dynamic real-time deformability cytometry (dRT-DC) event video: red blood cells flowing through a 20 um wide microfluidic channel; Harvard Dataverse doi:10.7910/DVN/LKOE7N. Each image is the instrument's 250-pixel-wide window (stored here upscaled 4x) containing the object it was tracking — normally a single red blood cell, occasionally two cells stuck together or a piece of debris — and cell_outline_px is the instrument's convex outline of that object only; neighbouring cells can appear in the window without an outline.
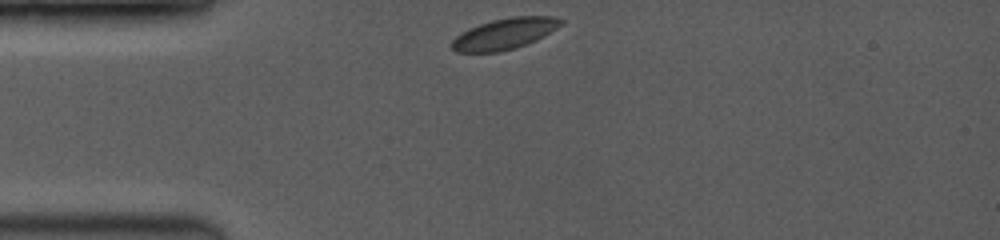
{"species": "common noctule bat (a hibernating species)", "species_latin": "Nyctalus noctula", "temperature_condition": "room temperature", "stored_images_in_passage": 39, "camera_frame_rate_fps": 3500, "um_per_image_px": 0.085, "animal": {"sex": "female", "body_mass_g": 19.0, "forearm_length_mm": 53.3}, "frame": {"image": 1, "passage_image": 1, "time_ms": 0.0, "image_size_px": [1000, 240], "cell_outline_px": [[564, 24], [524, 44], [512, 48], [496, 52], [456, 52], [452, 48], [452, 40], [456, 36], [468, 28], [492, 20], [512, 16], [556, 16], [564, 20]], "centroid_in_image_um": [42.86, 2.84], "position_along_channel_um": 42.1, "area_um2": 19.31}}
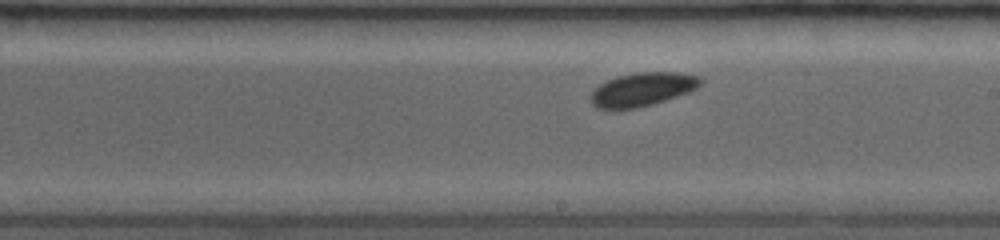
{"frame": {"image": 2, "passage_image": 21, "time_ms": 5.429, "image_size_px": [1000, 240], "cell_outline_px": [[704, 80], [696, 88], [688, 92], [652, 104], [636, 108], [596, 108], [588, 100], [588, 96], [600, 84], [616, 76], [636, 72], [676, 72], [700, 76]], "centroid_in_image_um": [54.58, 7.58], "position_along_channel_um": 234.4, "area_um2": 21.39}}
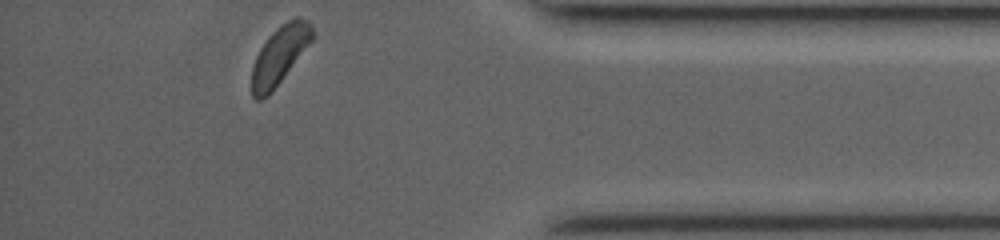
{"frame": {"image": 3, "passage_image": 39, "time_ms": 10.286, "image_size_px": [1000, 240], "cell_outline_px": [[312, 40], [272, 92], [268, 96], [260, 100], [256, 100], [252, 96], [252, 68], [256, 56], [260, 48], [268, 36], [276, 28], [288, 20], [296, 16], [300, 16], [308, 20], [312, 28]], "centroid_in_image_um": [23.75, 4.69], "position_along_channel_um": 411.5, "area_um2": 20.29}, "authors_computed_cell_mechanics": {"area_um2": 21.097, "velocity_mm_per_s": 3.9884, "shape_relaxation_time_tau1_ms": 1.0211, "shape_relaxation_time_tau2_ms": null, "deformation_change_tau1": 0.0231, "deformation_change_tau2": null}}